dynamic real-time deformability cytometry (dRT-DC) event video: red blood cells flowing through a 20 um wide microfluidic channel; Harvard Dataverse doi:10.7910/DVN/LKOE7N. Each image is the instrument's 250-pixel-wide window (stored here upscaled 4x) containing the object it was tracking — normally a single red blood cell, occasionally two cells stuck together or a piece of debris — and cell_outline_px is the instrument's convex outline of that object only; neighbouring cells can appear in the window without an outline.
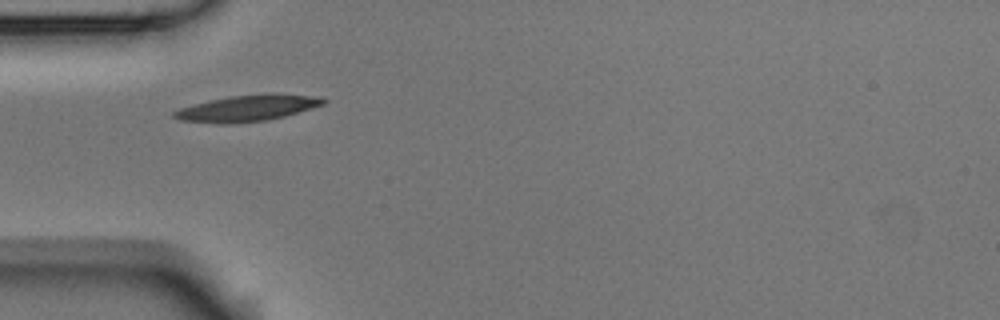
{"species": "Egyptian fruit bat (a non-hibernating species)", "species_latin": "Rousettus aegyptiacus", "temperature_condition": "room temperature", "stored_images_in_passage": 3, "camera_frame_rate_fps": 3000, "um_per_image_px": 0.085, "animal": {"sex": "male"}, "frame": {"image": 1, "passage_image": 2, "time_ms": 0.333, "image_size_px": [1000, 320], "cell_outline_px": [[328, 100], [324, 104], [284, 116], [268, 120], [228, 124], [220, 124], [180, 120], [172, 116], [172, 112], [180, 108], [228, 96], [268, 92], [320, 96]], "centroid_in_image_um": [21.07, 9.18], "position_along_channel_um": 63.9, "area_um2": 23.0}}
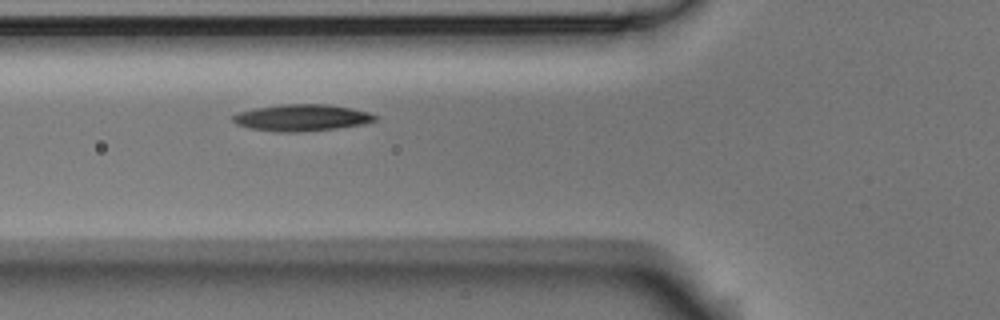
{"frame": {"image": 2, "passage_image": 3, "time_ms": 0.667, "image_size_px": [1000, 320], "cell_outline_px": [[376, 120], [364, 124], [336, 128], [300, 132], [276, 132], [248, 128], [236, 124], [232, 120], [232, 116], [236, 112], [256, 108], [284, 104], [328, 104], [352, 108], [368, 112], [376, 116]], "centroid_in_image_um": [25.61, 10.0], "position_along_channel_um": 100.2, "area_um2": 22.14}}